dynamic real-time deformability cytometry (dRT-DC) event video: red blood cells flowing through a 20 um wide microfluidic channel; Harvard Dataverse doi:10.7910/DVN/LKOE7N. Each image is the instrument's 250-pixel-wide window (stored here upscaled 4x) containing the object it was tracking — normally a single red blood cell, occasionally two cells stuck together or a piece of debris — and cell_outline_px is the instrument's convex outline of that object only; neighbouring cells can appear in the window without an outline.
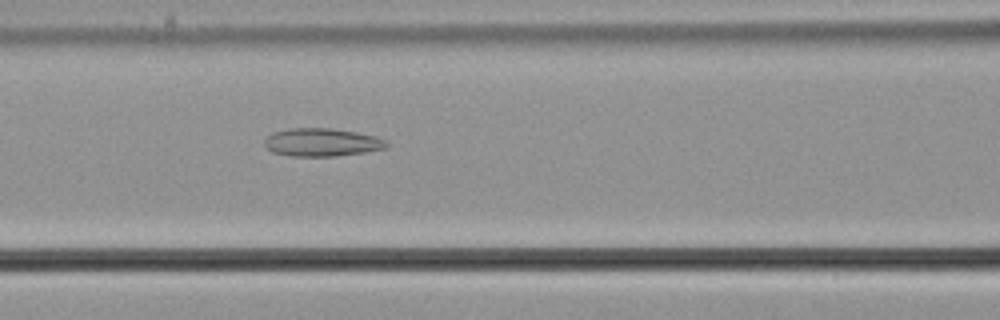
{"species": "common noctule bat (a hibernating species)", "species_latin": "Nyctalus noctula", "temperature_condition": "cold", "stored_images_in_passage": 41, "camera_frame_rate_fps": 3000, "um_per_image_px": 0.085, "animal": {"sex": "male", "body_mass_g": 21.5, "forearm_length_mm": 52.0}, "frame": {"image": 1, "passage_image": 15, "time_ms": 4.667, "image_size_px": [1000, 320], "cell_outline_px": [[388, 148], [364, 152], [336, 156], [288, 156], [272, 152], [264, 144], [264, 140], [272, 132], [288, 128], [332, 128], [356, 132], [376, 136], [388, 140]], "centroid_in_image_um": [27.37, 12.09], "position_along_channel_um": 139.2, "area_um2": 20.17}}
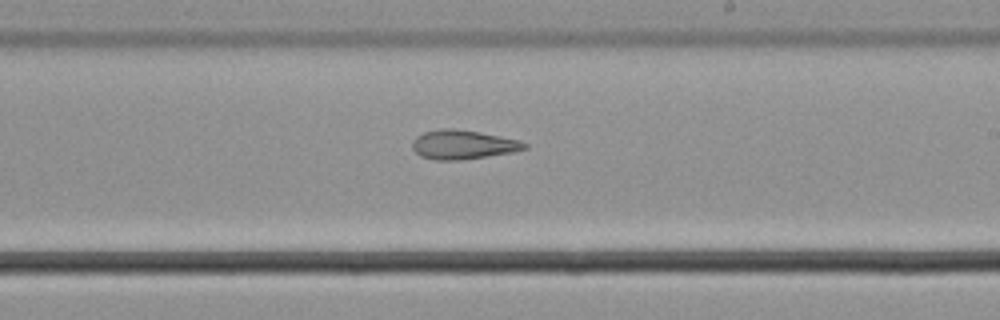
{"frame": {"image": 2, "passage_image": 24, "time_ms": 7.667, "image_size_px": [1000, 320], "cell_outline_px": [[528, 148], [512, 152], [460, 160], [436, 160], [420, 156], [412, 148], [412, 140], [416, 136], [424, 132], [440, 128], [456, 128], [480, 132], [520, 140], [528, 144]], "centroid_in_image_um": [39.34, 12.28], "position_along_channel_um": 249.7, "area_um2": 19.13}}
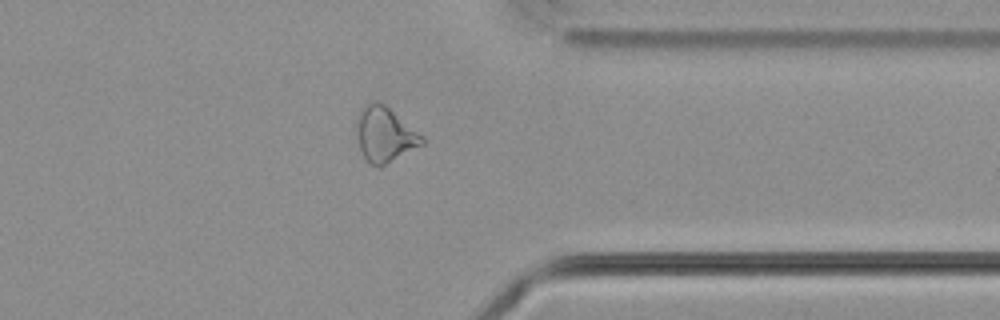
{"frame": {"image": 3, "passage_image": 35, "time_ms": 11.333, "image_size_px": [1000, 320], "cell_outline_px": [[424, 144], [380, 168], [372, 164], [364, 156], [360, 148], [356, 132], [356, 120], [360, 108], [364, 104], [372, 100], [376, 100], [384, 104], [424, 136]], "centroid_in_image_um": [32.7, 11.41], "position_along_channel_um": 378.7, "area_um2": 21.15}}